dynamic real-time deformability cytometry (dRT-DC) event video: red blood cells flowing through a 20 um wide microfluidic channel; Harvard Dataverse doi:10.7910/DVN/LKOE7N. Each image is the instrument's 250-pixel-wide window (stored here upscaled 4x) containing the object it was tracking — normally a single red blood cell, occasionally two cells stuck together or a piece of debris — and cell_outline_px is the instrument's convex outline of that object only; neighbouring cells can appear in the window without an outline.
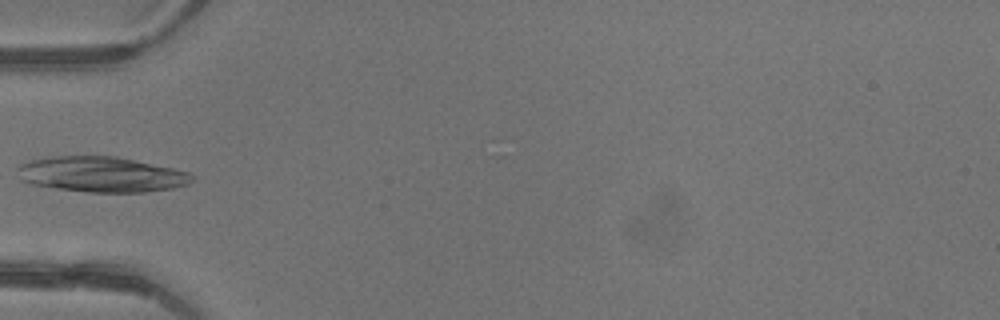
{"species": "common noctule bat (a hibernating species)", "species_latin": "Nyctalus noctula", "temperature_condition": "warm", "stored_images_in_passage": 5, "camera_frame_rate_fps": 3000, "um_per_image_px": 0.085, "animal": {"sex": "female"}, "frame": {"image": 1, "passage_image": 5, "time_ms": 1.333, "image_size_px": [1000, 320], "cell_outline_px": [[196, 176], [188, 184], [172, 188], [144, 192], [88, 192], [56, 188], [32, 184], [20, 180], [16, 168], [20, 164], [28, 160], [48, 156], [116, 156], [172, 168], [188, 172]], "centroid_in_image_um": [8.57, 14.81], "position_along_channel_um": 76.4, "area_um2": 36.13}}